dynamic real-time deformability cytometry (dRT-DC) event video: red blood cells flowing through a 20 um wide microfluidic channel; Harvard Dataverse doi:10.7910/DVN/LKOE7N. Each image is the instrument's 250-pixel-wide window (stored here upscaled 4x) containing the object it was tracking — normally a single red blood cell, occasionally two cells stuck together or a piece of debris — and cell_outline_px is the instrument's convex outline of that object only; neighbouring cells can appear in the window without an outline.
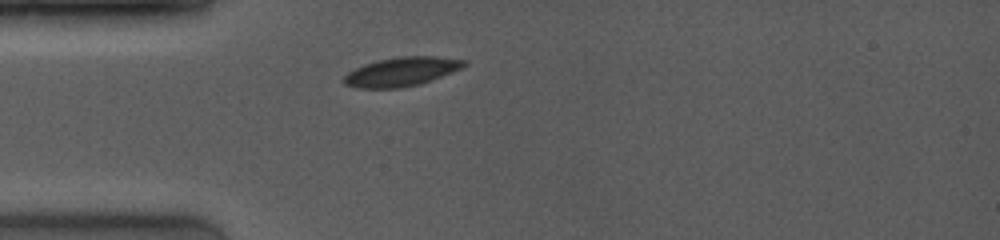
{"species": "common noctule bat (a hibernating species)", "species_latin": "Nyctalus noctula", "temperature_condition": "room temperature", "stored_images_in_passage": 29, "camera_frame_rate_fps": 4000, "um_per_image_px": 0.085, "animal": {"sex": "female", "body_mass_g": 19.0, "forearm_length_mm": 53.3}, "frame": {"image": 1, "passage_image": 1, "time_ms": 0.0, "image_size_px": [1000, 240], "cell_outline_px": [[468, 64], [464, 68], [432, 80], [420, 84], [400, 88], [356, 88], [344, 84], [344, 76], [348, 72], [364, 64], [376, 60], [400, 56], [436, 56], [468, 60]], "centroid_in_image_um": [34.18, 6.08], "position_along_channel_um": 50.8, "area_um2": 20.58}}
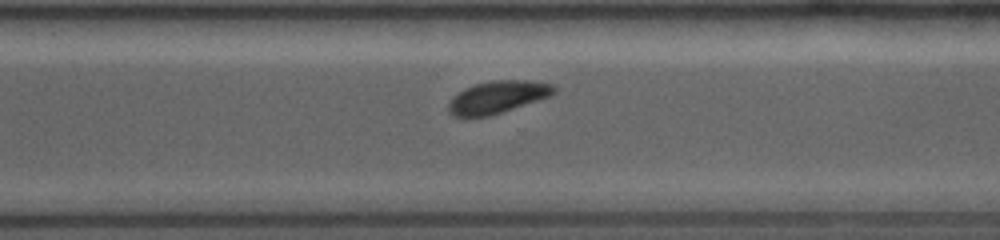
{"frame": {"image": 2, "passage_image": 20, "time_ms": 7.0, "image_size_px": [1000, 240], "cell_outline_px": [[556, 92], [548, 96], [488, 116], [464, 120], [452, 116], [448, 112], [448, 104], [452, 96], [464, 88], [476, 84], [492, 80], [528, 80], [552, 84], [556, 88]], "centroid_in_image_um": [42.18, 8.28], "position_along_channel_um": 328.4, "area_um2": 20.06}}
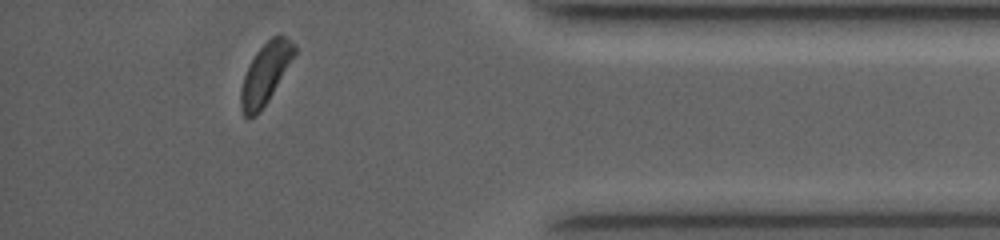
{"frame": {"image": 3, "passage_image": 27, "time_ms": 9.5, "image_size_px": [1000, 240], "cell_outline_px": [[296, 52], [268, 100], [260, 112], [256, 116], [244, 116], [240, 108], [240, 92], [244, 76], [256, 52], [272, 36], [280, 32], [296, 48]], "centroid_in_image_um": [22.54, 6.26], "position_along_channel_um": 412.7, "area_um2": 18.44}, "authors_computed_cell_mechanics": {"area_um2": 20.3456, "velocity_mm_per_s": 4.1018, "shape_relaxation_time_tau1_ms": 1.4255, "shape_relaxation_time_tau2_ms": null, "deformation_change_tau1": 0.0706, "deformation_change_tau2": null}}